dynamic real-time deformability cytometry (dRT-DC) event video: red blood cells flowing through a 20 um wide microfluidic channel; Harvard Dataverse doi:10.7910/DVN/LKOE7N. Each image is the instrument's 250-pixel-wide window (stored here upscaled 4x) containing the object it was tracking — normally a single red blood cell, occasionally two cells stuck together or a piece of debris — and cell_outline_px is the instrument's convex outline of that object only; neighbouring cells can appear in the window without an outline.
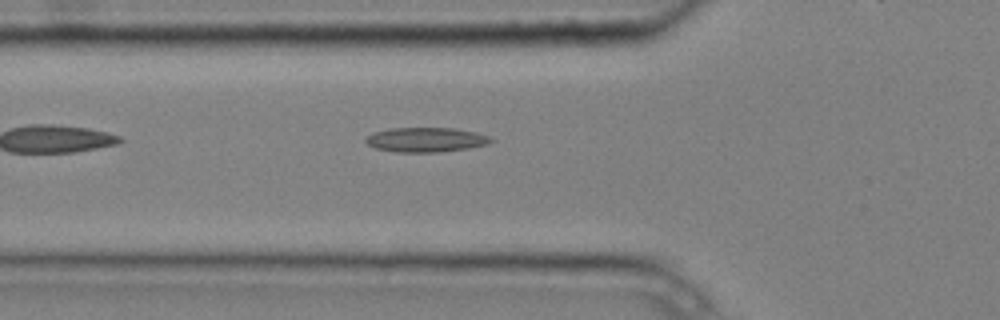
{"species": "common noctule bat (a hibernating species)", "species_latin": "Nyctalus noctula", "temperature_condition": "cold", "stored_images_in_passage": 6, "camera_frame_rate_fps": 3000, "um_per_image_px": 0.085, "animal": {"sex": "male", "body_mass_g": 20.4}, "frame": {"image": 1, "passage_image": 5, "time_ms": 1.333, "image_size_px": [1000, 320], "cell_outline_px": [[492, 140], [488, 144], [468, 148], [436, 152], [396, 152], [376, 148], [368, 144], [364, 140], [372, 132], [388, 128], [452, 128], [476, 132], [488, 136]], "centroid_in_image_um": [36.16, 11.87], "position_along_channel_um": 89.6, "area_um2": 17.8}}